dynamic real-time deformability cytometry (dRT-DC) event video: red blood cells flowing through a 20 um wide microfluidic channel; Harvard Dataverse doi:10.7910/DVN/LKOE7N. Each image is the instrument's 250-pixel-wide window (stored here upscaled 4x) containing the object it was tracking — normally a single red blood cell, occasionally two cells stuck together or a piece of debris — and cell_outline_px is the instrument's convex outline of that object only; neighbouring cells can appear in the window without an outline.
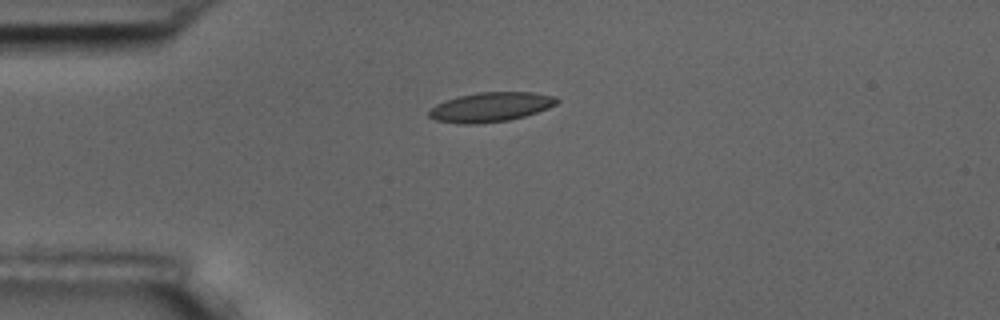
{"species": "common noctule bat (a hibernating species)", "species_latin": "Nyctalus noctula", "temperature_condition": "room temperature", "stored_images_in_passage": 10, "camera_frame_rate_fps": 3000, "um_per_image_px": 0.085, "animal": {"sex": "male", "body_mass_g": 17.5, "forearm_length_mm": 52.3}, "frame": {"image": 1, "passage_image": 4, "time_ms": 4.333, "image_size_px": [1000, 320], "cell_outline_px": [[560, 100], [556, 104], [548, 108], [524, 116], [508, 120], [476, 124], [460, 124], [436, 120], [428, 116], [428, 112], [436, 104], [444, 100], [456, 96], [476, 92], [536, 92], [556, 96]], "centroid_in_image_um": [41.7, 9.08], "position_along_channel_um": 43.3, "area_um2": 22.14}}
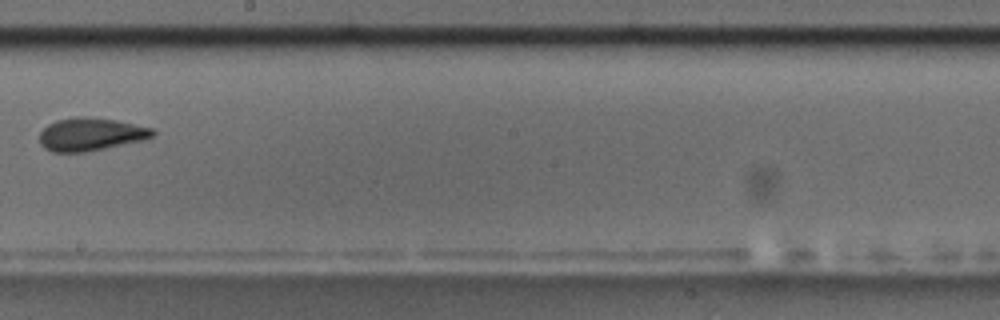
{"frame": {"image": 2, "passage_image": 9, "time_ms": 10.333, "image_size_px": [1000, 320], "cell_outline_px": [[156, 132], [152, 136], [144, 140], [84, 152], [52, 152], [44, 148], [40, 144], [40, 132], [48, 124], [56, 120], [76, 116], [88, 116], [116, 120], [152, 128]], "centroid_in_image_um": [7.68, 11.4], "position_along_channel_um": 240.5, "area_um2": 21.73}}
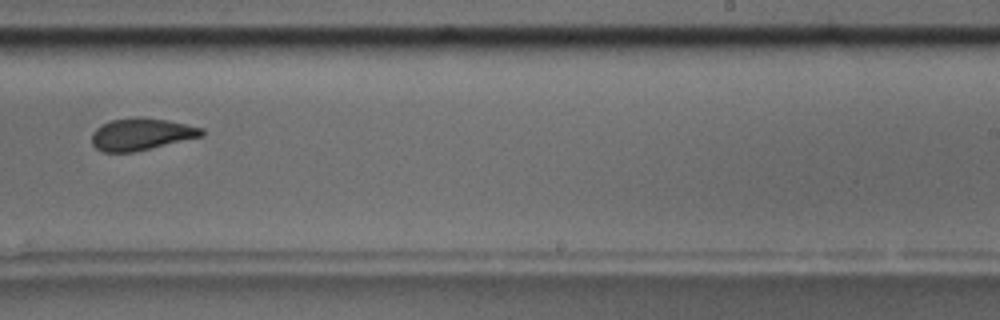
{"frame": {"image": 3, "passage_image": 10, "time_ms": 11.333, "image_size_px": [1000, 320], "cell_outline_px": [[204, 136], [136, 152], [104, 152], [96, 148], [92, 144], [92, 132], [100, 124], [112, 120], [136, 116], [144, 116], [168, 120], [204, 128]], "centroid_in_image_um": [12.02, 11.4], "position_along_channel_um": 277.0, "area_um2": 20.92}}